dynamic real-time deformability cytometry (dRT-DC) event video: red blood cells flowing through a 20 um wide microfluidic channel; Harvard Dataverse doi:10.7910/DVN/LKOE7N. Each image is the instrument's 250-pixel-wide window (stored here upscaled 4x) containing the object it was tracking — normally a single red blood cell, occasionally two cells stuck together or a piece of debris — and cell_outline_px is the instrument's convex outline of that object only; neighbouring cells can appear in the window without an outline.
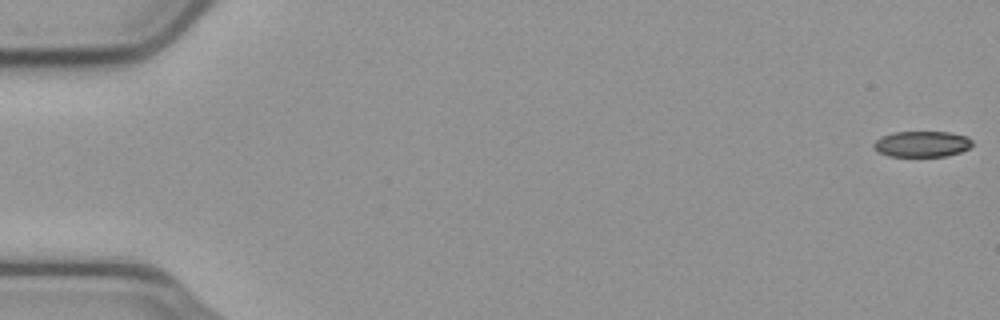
{"species": "common noctule bat (a hibernating species)", "species_latin": "Nyctalus noctula", "temperature_condition": "cold", "stored_images_in_passage": 56, "camera_frame_rate_fps": 3000, "um_per_image_px": 0.085, "animal": {"sex": "male", "body_mass_g": 23.1, "forearm_length_mm": 52.7}, "frame": {"image": 1, "passage_image": 1, "time_ms": 0.0, "image_size_px": [1000, 320], "cell_outline_px": [[972, 144], [968, 148], [960, 152], [944, 156], [888, 156], [880, 152], [872, 144], [880, 136], [892, 132], [948, 132], [968, 136], [972, 140]], "centroid_in_image_um": [78.36, 12.23], "position_along_channel_um": 6.6, "area_um2": 14.8}}
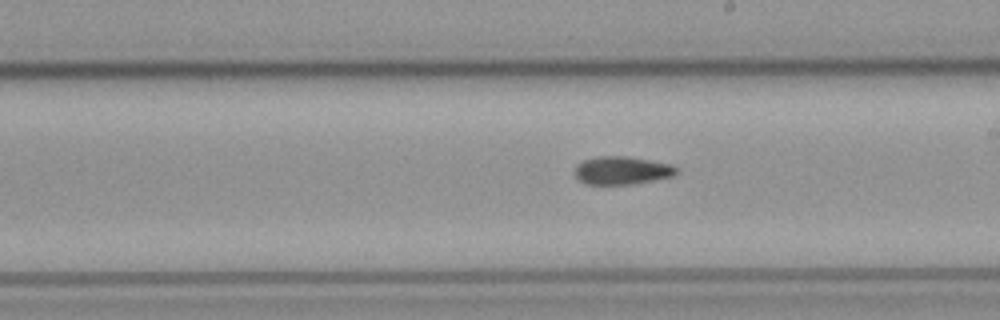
{"frame": {"image": 2, "passage_image": 32, "time_ms": 10.333, "image_size_px": [1000, 320], "cell_outline_px": [[676, 172], [672, 176], [636, 184], [584, 184], [576, 176], [576, 164], [584, 160], [596, 156], [628, 156], [672, 164], [676, 168]], "centroid_in_image_um": [52.85, 14.48], "position_along_channel_um": 236.1, "area_um2": 16.59}}
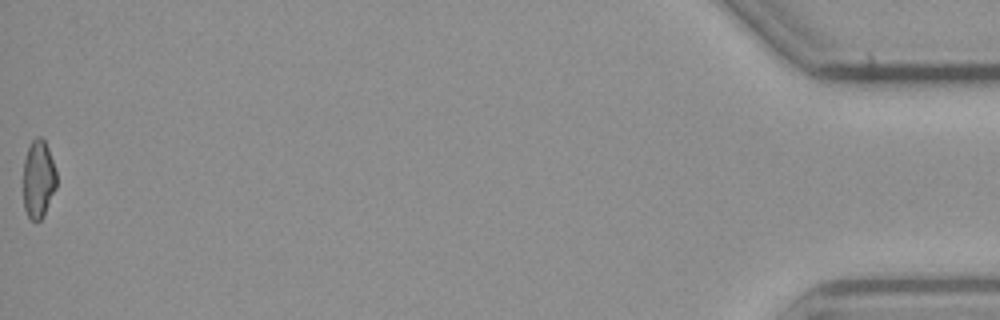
{"frame": {"image": 3, "passage_image": 56, "time_ms": 18.333, "image_size_px": [1000, 320], "cell_outline_px": [[56, 188], [44, 216], [36, 224], [28, 216], [24, 208], [24, 160], [28, 148], [32, 140], [36, 136], [40, 136], [44, 140], [48, 148], [56, 172]], "centroid_in_image_um": [3.27, 15.26], "position_along_channel_um": 431.9, "area_um2": 15.14}, "authors_computed_cell_mechanics": {"area_um2": 16.4441, "velocity_mm_per_s": 3.7474, "shape_relaxation_time_tau1_ms": null, "shape_relaxation_time_tau2_ms": 9.2718, "deformation_change_tau1": null, "deformation_change_tau2": 0.165}}